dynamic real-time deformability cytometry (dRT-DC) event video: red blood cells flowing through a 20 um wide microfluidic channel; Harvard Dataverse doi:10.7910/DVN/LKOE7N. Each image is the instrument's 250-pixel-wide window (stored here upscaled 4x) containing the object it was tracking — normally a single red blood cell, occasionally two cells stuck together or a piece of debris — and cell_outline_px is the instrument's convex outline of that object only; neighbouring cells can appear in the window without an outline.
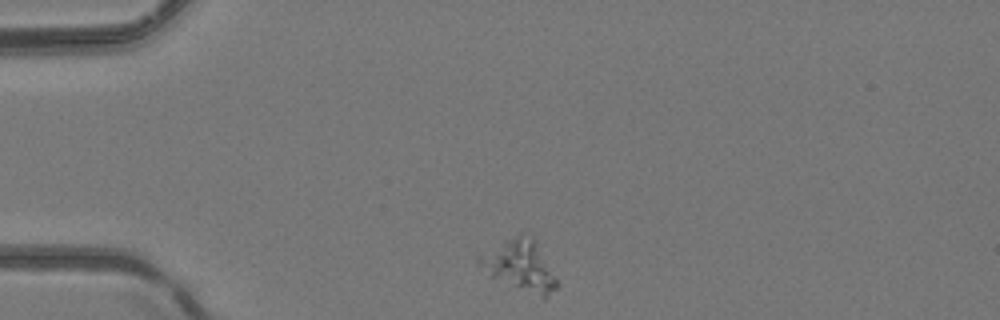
{"species": "common noctule bat (a hibernating species)", "species_latin": "Nyctalus noctula", "temperature_condition": "room temperature", "stored_images_in_passage": 40, "camera_frame_rate_fps": 3000, "um_per_image_px": 0.085, "animal": {"sex": "female", "body_mass_g": 24.6, "forearm_length_mm": 56.2}, "frame": {"image": 1, "passage_image": 1, "time_ms": 0.0, "image_size_px": [1000, 320], "cell_outline_px": [[556, 288], [544, 300], [492, 276], [476, 268], [476, 256], [504, 240], [520, 232], [532, 240], [556, 276]], "centroid_in_image_um": [44.12, 22.59], "position_along_channel_um": 40.9, "area_um2": 22.48}}
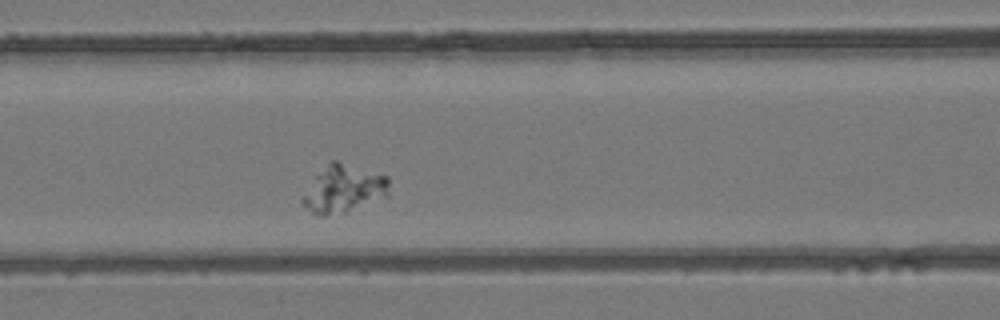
{"frame": {"image": 2, "passage_image": 11, "time_ms": 3.333, "image_size_px": [1000, 320], "cell_outline_px": [[388, 196], [344, 212], [324, 216], [320, 216], [312, 212], [300, 200], [316, 176], [332, 160], [336, 160], [388, 176]], "centroid_in_image_um": [29.23, 16.06], "position_along_channel_um": 137.4, "area_um2": 23.35}}
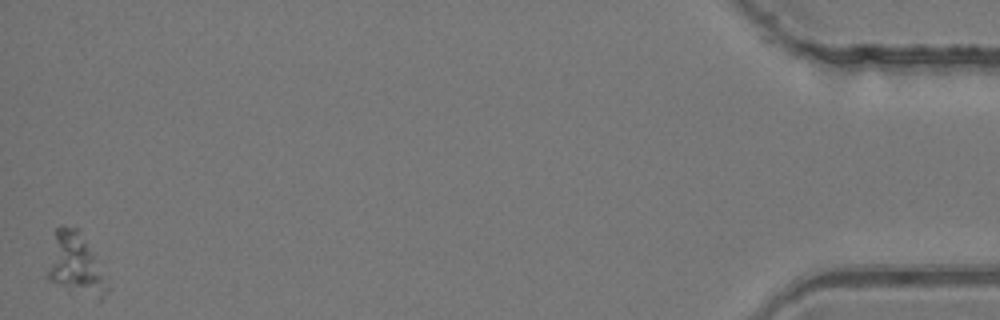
{"frame": {"image": 3, "passage_image": 40, "time_ms": 13.0, "image_size_px": [1000, 320], "cell_outline_px": [[108, 292], [100, 300], [48, 280], [48, 272], [56, 228], [60, 224], [64, 224], [80, 228], [92, 252], [108, 288]], "centroid_in_image_um": [6.42, 22.4], "position_along_channel_um": 428.8, "area_um2": 20.46}}